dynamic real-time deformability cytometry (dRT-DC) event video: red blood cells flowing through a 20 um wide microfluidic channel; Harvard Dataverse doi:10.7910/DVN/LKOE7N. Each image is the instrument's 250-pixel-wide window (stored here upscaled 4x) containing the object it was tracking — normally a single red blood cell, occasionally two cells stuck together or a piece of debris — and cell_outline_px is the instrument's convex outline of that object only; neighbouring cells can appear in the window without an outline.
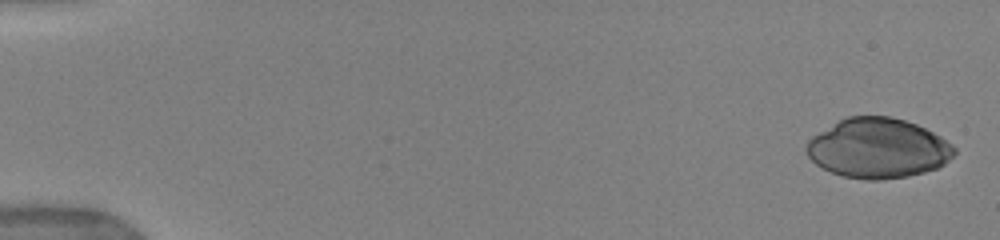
{"species": "human", "species_latin": "Homo sapiens", "temperature_condition": "warm", "stored_images_in_passage": 19, "camera_frame_rate_fps": 3000, "um_per_image_px": 0.085, "donor": {"sex": "female"}, "frame": {"image": 1, "passage_image": 1, "time_ms": 0.0, "image_size_px": [1000, 240], "cell_outline_px": [[956, 152], [944, 164], [936, 168], [924, 172], [908, 176], [880, 180], [864, 180], [840, 176], [816, 164], [808, 156], [804, 148], [808, 140], [812, 136], [840, 120], [848, 116], [892, 116], [916, 124], [940, 136], [952, 144], [956, 148]], "centroid_in_image_um": [74.62, 12.61], "position_along_channel_um": 10.4, "area_um2": 51.5}}
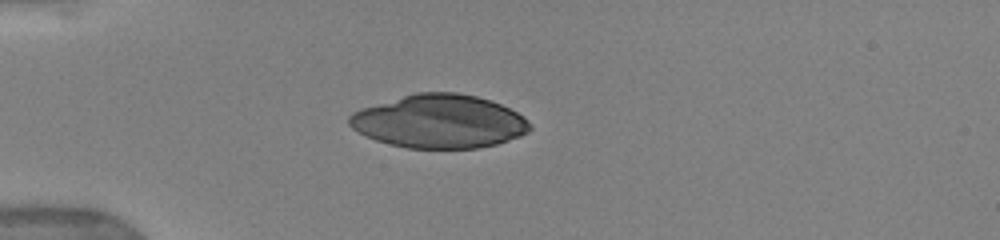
{"frame": {"image": 2, "passage_image": 14, "time_ms": 4.333, "image_size_px": [1000, 240], "cell_outline_px": [[532, 128], [528, 132], [520, 136], [496, 144], [476, 148], [408, 148], [376, 140], [352, 128], [348, 124], [348, 116], [352, 112], [360, 108], [416, 92], [456, 92], [476, 96], [500, 104], [524, 116], [532, 124]], "centroid_in_image_um": [37.34, 10.31], "position_along_channel_um": 47.7, "area_um2": 56.12}}